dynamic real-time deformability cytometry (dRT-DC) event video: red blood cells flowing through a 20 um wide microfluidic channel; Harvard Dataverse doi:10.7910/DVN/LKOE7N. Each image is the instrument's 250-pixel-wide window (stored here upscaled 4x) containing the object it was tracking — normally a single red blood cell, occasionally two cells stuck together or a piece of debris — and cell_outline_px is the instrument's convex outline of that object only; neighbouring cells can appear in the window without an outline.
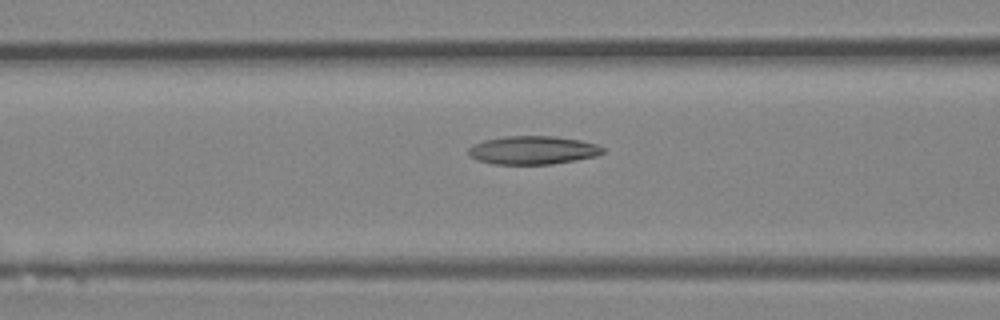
{"species": "Egyptian fruit bat (a non-hibernating species)", "species_latin": "Rousettus aegyptiacus", "temperature_condition": "room temperature", "stored_images_in_passage": 26, "camera_frame_rate_fps": 3000, "um_per_image_px": 0.085, "animal": {"sex": "female"}, "frame": {"image": 1, "passage_image": 9, "time_ms": 2.667, "image_size_px": [1000, 320], "cell_outline_px": [[604, 152], [596, 156], [576, 160], [552, 164], [492, 164], [476, 160], [468, 152], [468, 148], [472, 144], [484, 140], [504, 136], [552, 136], [580, 140], [596, 144], [604, 148]], "centroid_in_image_um": [45.27, 12.76], "position_along_channel_um": 121.3, "area_um2": 22.25}}
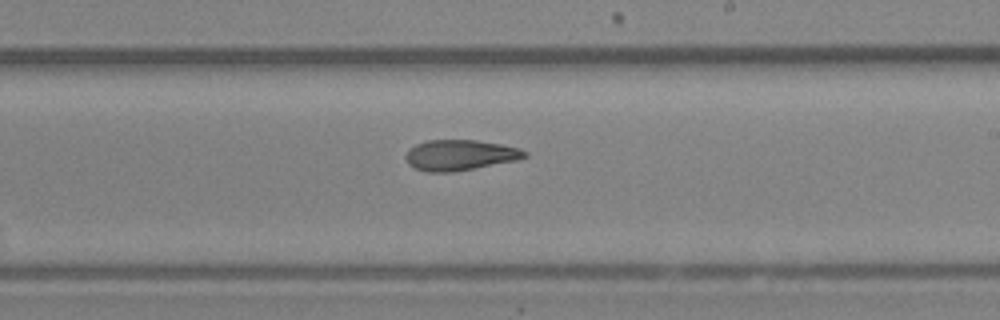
{"frame": {"image": 2, "passage_image": 17, "time_ms": 5.333, "image_size_px": [1000, 320], "cell_outline_px": [[528, 156], [516, 160], [452, 172], [424, 172], [412, 168], [408, 164], [404, 156], [408, 148], [416, 144], [428, 140], [476, 140], [500, 144], [520, 148], [528, 152]], "centroid_in_image_um": [39.04, 13.18], "position_along_channel_um": 250.0, "area_um2": 21.33}}
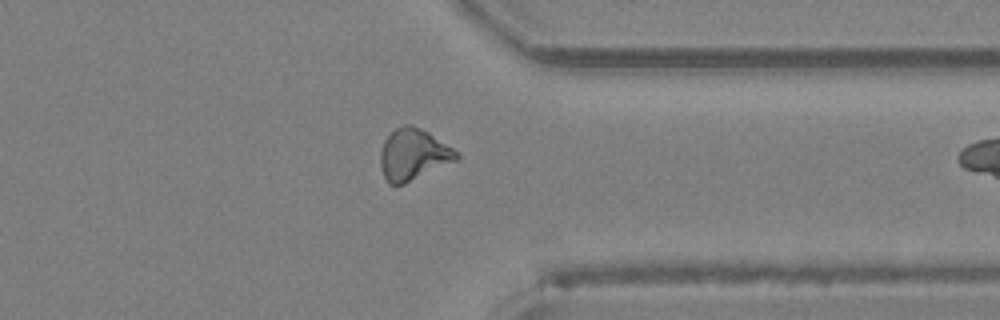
{"frame": {"image": 3, "passage_image": 25, "time_ms": 8.0, "image_size_px": [1000, 320], "cell_outline_px": [[460, 156], [456, 160], [404, 184], [388, 184], [384, 176], [380, 164], [380, 152], [384, 140], [396, 128], [404, 124], [412, 124], [428, 132], [452, 148]], "centroid_in_image_um": [35.09, 13.13], "position_along_channel_um": 376.3, "area_um2": 22.43}}